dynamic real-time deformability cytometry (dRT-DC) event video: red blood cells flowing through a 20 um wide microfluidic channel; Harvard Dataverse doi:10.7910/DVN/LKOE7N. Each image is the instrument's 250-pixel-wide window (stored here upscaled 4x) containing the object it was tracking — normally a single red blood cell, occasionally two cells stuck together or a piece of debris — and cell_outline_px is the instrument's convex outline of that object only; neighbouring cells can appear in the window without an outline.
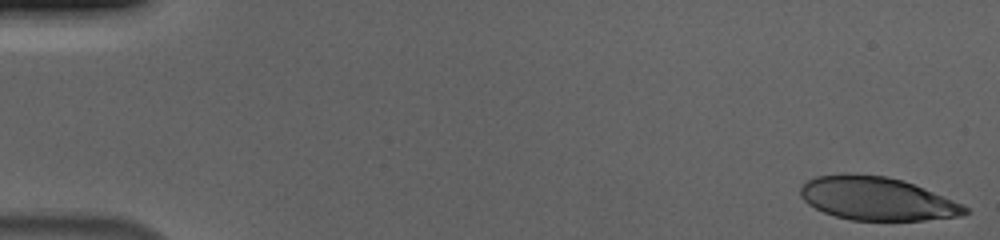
{"species": "human", "species_latin": "Homo sapiens", "temperature_condition": "cold", "stored_images_in_passage": 55, "camera_frame_rate_fps": 3000, "um_per_image_px": 0.085, "donor": {"sex": "male"}, "frame": {"image": 1, "passage_image": 1, "time_ms": 0.0, "image_size_px": [1000, 240], "cell_outline_px": [[968, 212], [960, 216], [924, 220], [852, 220], [836, 216], [824, 212], [808, 204], [800, 196], [800, 188], [808, 180], [816, 176], [844, 172], [888, 176], [904, 180], [964, 204], [968, 208]], "centroid_in_image_um": [74.53, 16.86], "position_along_channel_um": 10.5, "area_um2": 41.67}}
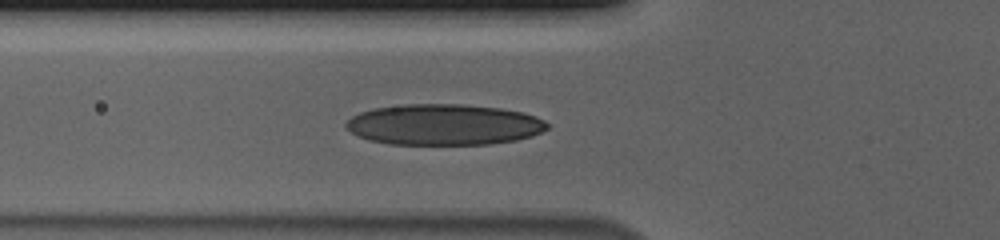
{"frame": {"image": 2, "passage_image": 20, "time_ms": 6.333, "image_size_px": [1000, 240], "cell_outline_px": [[548, 128], [532, 136], [516, 140], [488, 144], [388, 144], [368, 140], [352, 132], [344, 124], [352, 116], [360, 112], [372, 108], [404, 104], [464, 104], [500, 108], [524, 112], [536, 116], [544, 120], [548, 124]], "centroid_in_image_um": [37.74, 10.58], "position_along_channel_um": 88.1, "area_um2": 48.09}}
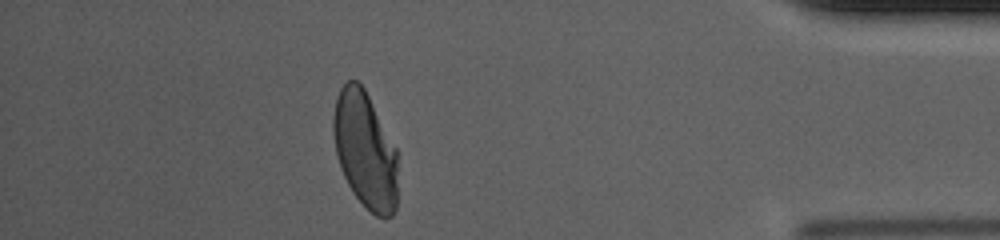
{"frame": {"image": 3, "passage_image": 49, "time_ms": 16.0, "image_size_px": [1000, 240], "cell_outline_px": [[396, 208], [392, 216], [384, 220], [376, 216], [352, 192], [340, 168], [336, 152], [332, 128], [332, 120], [336, 96], [340, 88], [348, 80], [356, 80], [364, 88], [396, 148]], "centroid_in_image_um": [31.01, 12.76], "position_along_channel_um": 404.2, "area_um2": 43.58}, "authors_computed_cell_mechanics": {"area_um2": 45.373, "velocity_mm_per_s": 3.6792, "shape_relaxation_time_tau1_ms": 6.031, "shape_relaxation_time_tau2_ms": 1.1949, "deformation_change_tau1": 0.2138, "deformation_change_tau2": 0.0697}}